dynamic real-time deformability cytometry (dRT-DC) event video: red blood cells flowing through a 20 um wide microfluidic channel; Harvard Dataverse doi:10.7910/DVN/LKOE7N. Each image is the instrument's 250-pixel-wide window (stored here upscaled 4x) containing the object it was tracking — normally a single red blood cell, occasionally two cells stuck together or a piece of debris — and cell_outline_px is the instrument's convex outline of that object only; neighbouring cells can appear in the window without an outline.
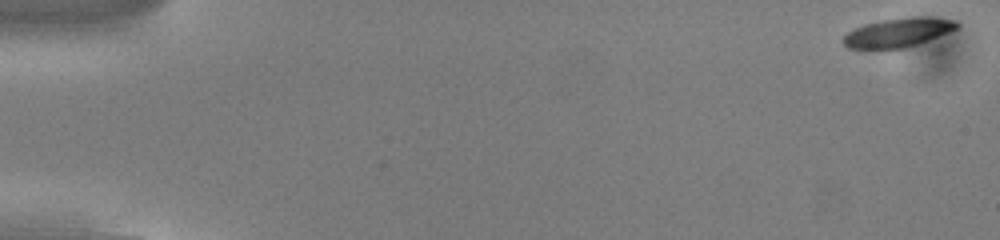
{"species": "common noctule bat (a hibernating species)", "species_latin": "Nyctalus noctula", "temperature_condition": "cold", "stored_images_in_passage": 54, "camera_frame_rate_fps": 3000, "um_per_image_px": 0.085, "animal": {"sex": "male", "body_mass_g": 13.0, "forearm_length_mm": 53.1}, "frame": {"image": 1, "passage_image": 1, "time_ms": 0.0, "image_size_px": [1000, 240], "cell_outline_px": [[960, 24], [956, 28], [948, 32], [928, 40], [904, 48], [868, 52], [848, 48], [840, 40], [848, 32], [864, 24], [884, 20], [916, 16], [924, 16], [956, 20]], "centroid_in_image_um": [76.25, 2.81], "position_along_channel_um": 8.8, "area_um2": 19.71}}
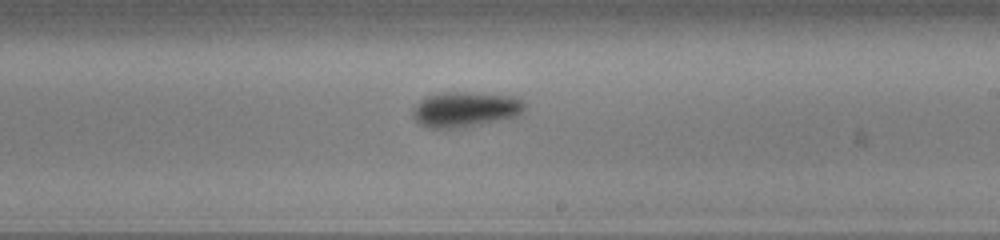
{"frame": {"image": 2, "passage_image": 32, "time_ms": 10.333, "image_size_px": [1000, 240], "cell_outline_px": [[528, 104], [524, 112], [520, 116], [480, 124], [456, 128], [428, 128], [420, 124], [412, 116], [412, 108], [420, 100], [428, 96], [440, 92], [468, 92], [516, 96], [524, 100]], "centroid_in_image_um": [39.61, 9.28], "position_along_channel_um": 249.4, "area_um2": 23.41}}
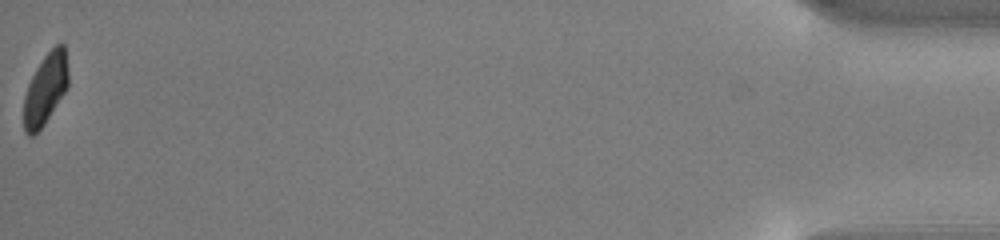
{"frame": {"image": 3, "passage_image": 54, "time_ms": 17.667, "image_size_px": [1000, 240], "cell_outline_px": [[68, 88], [44, 124], [32, 136], [28, 136], [24, 132], [24, 96], [28, 84], [36, 68], [44, 56], [56, 44], [64, 44], [68, 68]], "centroid_in_image_um": [3.87, 7.57], "position_along_channel_um": 431.3, "area_um2": 18.38}, "authors_computed_cell_mechanics": {"area_um2": 20.6635, "velocity_mm_per_s": 3.802, "shape_relaxation_time_tau1_ms": 2.4888, "shape_relaxation_time_tau2_ms": null, "deformation_change_tau1": 0.1117, "deformation_change_tau2": null}}